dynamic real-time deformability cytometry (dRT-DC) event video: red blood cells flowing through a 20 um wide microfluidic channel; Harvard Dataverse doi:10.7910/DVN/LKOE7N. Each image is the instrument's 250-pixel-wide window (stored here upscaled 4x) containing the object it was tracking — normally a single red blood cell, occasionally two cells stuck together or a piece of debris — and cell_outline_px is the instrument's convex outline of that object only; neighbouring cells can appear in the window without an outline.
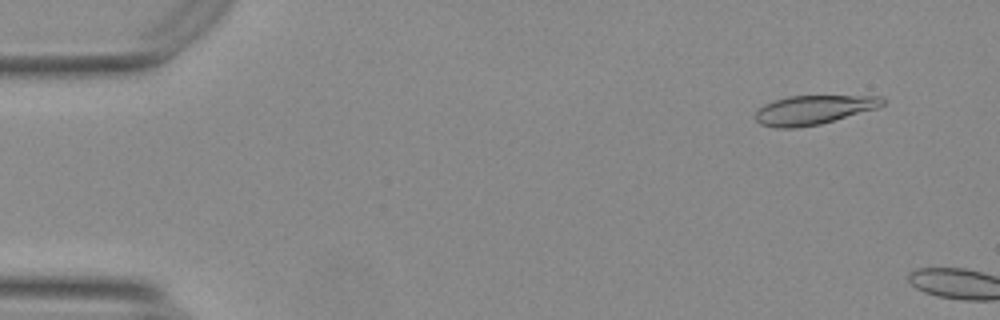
{"species": "Egyptian fruit bat (a non-hibernating species)", "species_latin": "Rousettus aegyptiacus", "temperature_condition": "warm", "stored_images_in_passage": 10, "camera_frame_rate_fps": 3000, "um_per_image_px": 0.085, "animal": {"sex": "female"}, "frame": {"image": 1, "passage_image": 1, "time_ms": 0.0, "image_size_px": [1000, 320], "cell_outline_px": [[884, 104], [876, 108], [820, 124], [796, 128], [776, 128], [760, 124], [756, 120], [756, 112], [764, 104], [788, 96], [880, 96], [884, 100]], "centroid_in_image_um": [69.12, 9.34], "position_along_channel_um": 15.9, "area_um2": 21.27}}